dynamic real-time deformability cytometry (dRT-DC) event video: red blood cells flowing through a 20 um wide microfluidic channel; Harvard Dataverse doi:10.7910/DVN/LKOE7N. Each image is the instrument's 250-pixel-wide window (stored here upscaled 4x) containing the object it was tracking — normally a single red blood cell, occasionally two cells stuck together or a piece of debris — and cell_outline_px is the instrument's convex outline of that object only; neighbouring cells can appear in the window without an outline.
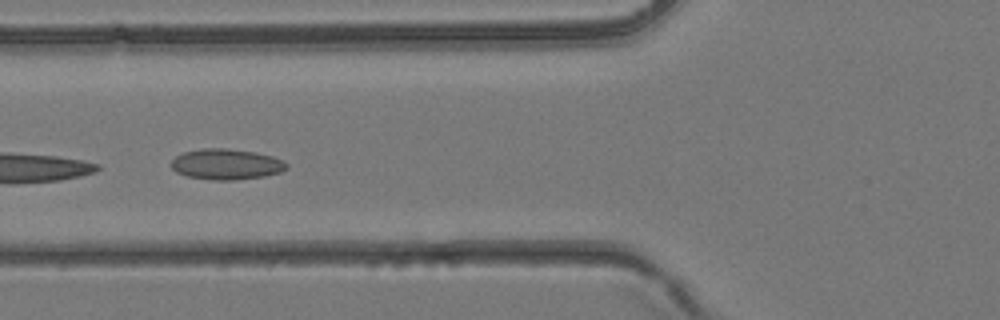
{"species": "common noctule bat (a hibernating species)", "species_latin": "Nyctalus noctula", "temperature_condition": "room temperature", "stored_images_in_passage": 4, "camera_frame_rate_fps": 3000, "um_per_image_px": 0.085, "animal": {"sex": "female", "body_mass_g": 24.6, "forearm_length_mm": 56.2}, "frame": {"image": 1, "passage_image": 4, "time_ms": 1.0, "image_size_px": [1000, 320], "cell_outline_px": [[288, 168], [280, 172], [264, 176], [232, 180], [212, 180], [188, 176], [176, 172], [172, 168], [172, 160], [176, 156], [184, 152], [204, 148], [224, 148], [256, 152], [272, 156], [284, 160], [288, 164]], "centroid_in_image_um": [19.26, 13.96], "position_along_channel_um": 106.5, "area_um2": 20.58}}